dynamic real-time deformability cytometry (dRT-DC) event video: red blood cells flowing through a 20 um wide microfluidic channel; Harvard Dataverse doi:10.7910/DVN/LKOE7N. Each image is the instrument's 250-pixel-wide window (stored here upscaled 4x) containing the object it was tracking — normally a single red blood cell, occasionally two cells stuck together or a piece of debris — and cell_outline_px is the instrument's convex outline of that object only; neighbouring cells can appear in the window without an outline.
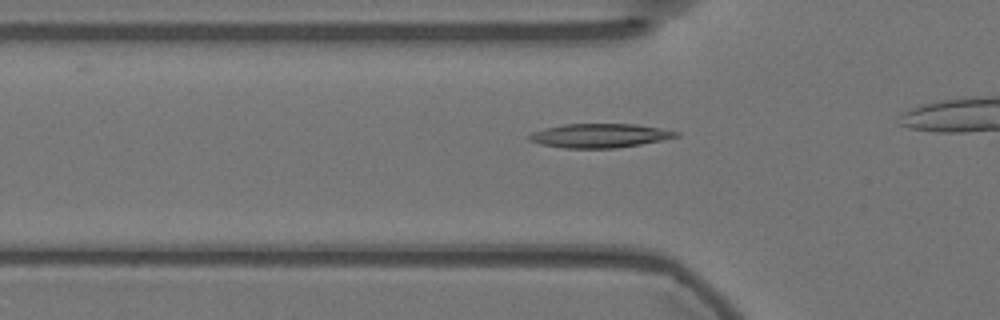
{"species": "Egyptian fruit bat (a non-hibernating species)", "species_latin": "Rousettus aegyptiacus", "temperature_condition": "warm", "stored_images_in_passage": 26, "camera_frame_rate_fps": 3000, "um_per_image_px": 0.085, "animal": {"sex": "female"}, "frame": {"image": 1, "passage_image": 13, "time_ms": 4.0, "image_size_px": [1000, 320], "cell_outline_px": [[680, 136], [640, 144], [616, 148], [564, 148], [540, 144], [528, 140], [528, 136], [532, 132], [544, 128], [564, 124], [636, 124], [660, 128], [680, 132]], "centroid_in_image_um": [50.95, 11.52], "position_along_channel_um": 74.8, "area_um2": 20.52}}
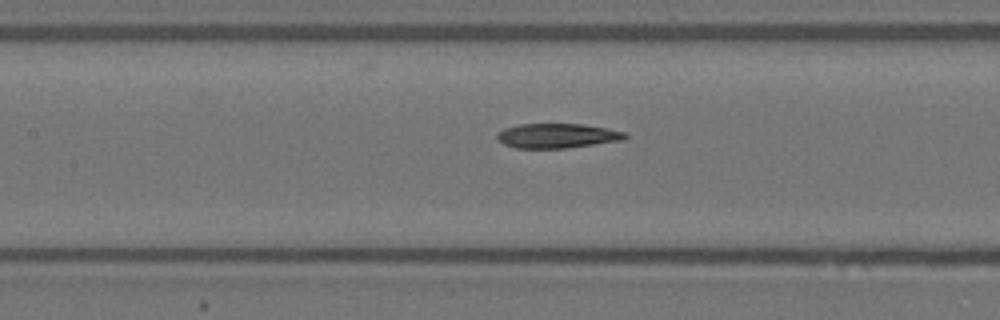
{"frame": {"image": 2, "passage_image": 20, "time_ms": 6.333, "image_size_px": [1000, 320], "cell_outline_px": [[628, 136], [624, 140], [568, 148], [516, 148], [504, 144], [496, 140], [496, 132], [504, 128], [520, 124], [584, 124], [608, 128], [628, 132]], "centroid_in_image_um": [47.38, 11.54], "position_along_channel_um": 160.0, "area_um2": 18.67}}
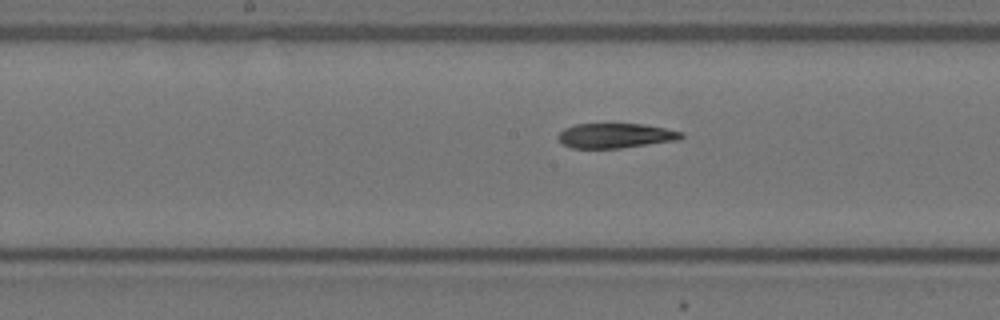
{"frame": {"image": 3, "passage_image": 23, "time_ms": 7.333, "image_size_px": [1000, 320], "cell_outline_px": [[684, 136], [680, 140], [620, 148], [572, 148], [564, 144], [556, 136], [564, 128], [576, 124], [644, 124], [684, 132]], "centroid_in_image_um": [52.34, 11.53], "position_along_channel_um": 195.9, "area_um2": 17.8}}